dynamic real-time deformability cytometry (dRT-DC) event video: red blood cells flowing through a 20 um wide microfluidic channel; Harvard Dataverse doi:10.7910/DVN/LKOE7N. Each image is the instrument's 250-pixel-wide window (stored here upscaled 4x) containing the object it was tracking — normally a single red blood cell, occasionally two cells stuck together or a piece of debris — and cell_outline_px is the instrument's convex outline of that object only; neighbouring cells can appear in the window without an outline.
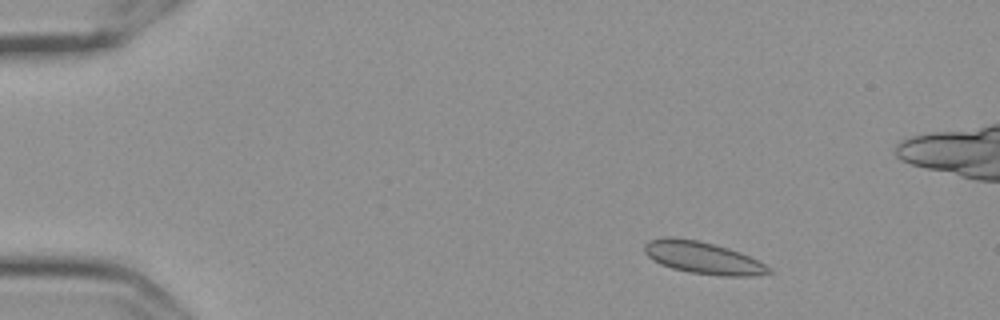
{"species": "Egyptian fruit bat (a non-hibernating species)", "species_latin": "Rousettus aegyptiacus", "temperature_condition": "cold", "stored_images_in_passage": 51, "camera_frame_rate_fps": 3000, "um_per_image_px": 0.085, "frame": {"image": 1, "passage_image": 1, "time_ms": 0.0, "image_size_px": [1000, 320], "cell_outline_px": [[776, 272], [756, 276], [720, 276], [688, 272], [672, 268], [660, 264], [652, 260], [644, 252], [644, 244], [648, 240], [664, 236], [672, 236], [700, 240], [728, 248], [740, 252], [772, 268]], "centroid_in_image_um": [59.73, 21.9], "position_along_channel_um": 25.3, "area_um2": 23.7}}
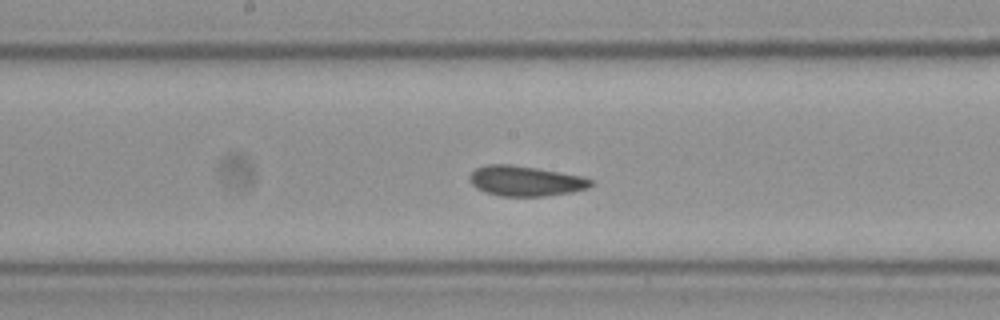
{"frame": {"image": 2, "passage_image": 23, "time_ms": 7.333, "image_size_px": [1000, 320], "cell_outline_px": [[596, 180], [588, 188], [572, 192], [544, 196], [500, 196], [484, 192], [476, 188], [472, 184], [468, 176], [476, 168], [488, 164], [508, 164], [536, 168], [584, 176]], "centroid_in_image_um": [44.69, 15.38], "position_along_channel_um": 203.5, "area_um2": 21.44}}
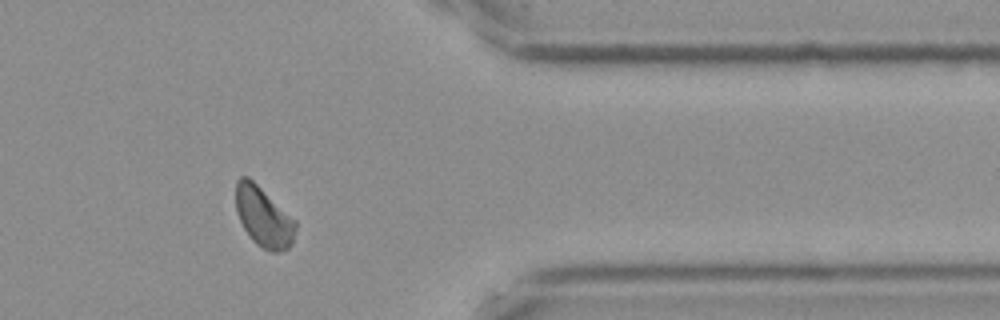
{"frame": {"image": 3, "passage_image": 40, "time_ms": 13.0, "image_size_px": [1000, 320], "cell_outline_px": [[296, 228], [292, 244], [288, 248], [276, 252], [272, 252], [256, 244], [252, 240], [244, 228], [236, 212], [236, 180], [240, 176], [248, 176], [296, 220]], "centroid_in_image_um": [22.4, 18.43], "position_along_channel_um": 389.0, "area_um2": 20.81}, "authors_computed_cell_mechanics": {"area_um2": 21.386, "velocity_mm_per_s": 3.538, "shape_relaxation_time_tau1_ms": null, "shape_relaxation_time_tau2_ms": 1.4173, "deformation_change_tau1": null, "deformation_change_tau2": 0.0348}}